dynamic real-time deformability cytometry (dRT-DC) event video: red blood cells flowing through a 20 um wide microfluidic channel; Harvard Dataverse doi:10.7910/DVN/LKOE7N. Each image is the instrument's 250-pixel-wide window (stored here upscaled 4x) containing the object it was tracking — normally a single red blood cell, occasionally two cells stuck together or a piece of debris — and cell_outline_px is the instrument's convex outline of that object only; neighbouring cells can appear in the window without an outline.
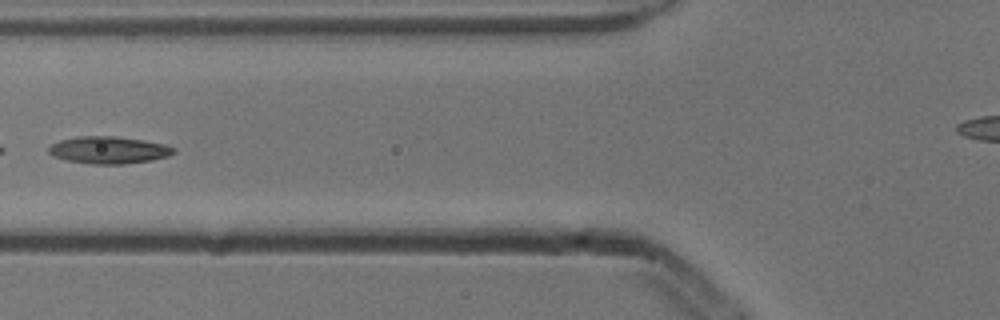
{"species": "common noctule bat (a hibernating species)", "species_latin": "Nyctalus noctula", "temperature_condition": "cold", "stored_images_in_passage": 6, "camera_frame_rate_fps": 3000, "um_per_image_px": 0.085, "animal": {"sex": "male", "body_mass_g": 13.3}, "frame": {"image": 1, "passage_image": 5, "time_ms": 1.333, "image_size_px": [1000, 320], "cell_outline_px": [[176, 152], [168, 156], [152, 160], [124, 164], [92, 164], [64, 160], [52, 156], [48, 152], [48, 148], [52, 144], [60, 140], [76, 136], [116, 136], [144, 140], [164, 144], [176, 148]], "centroid_in_image_um": [9.23, 12.75], "position_along_channel_um": 116.6, "area_um2": 20.0}}
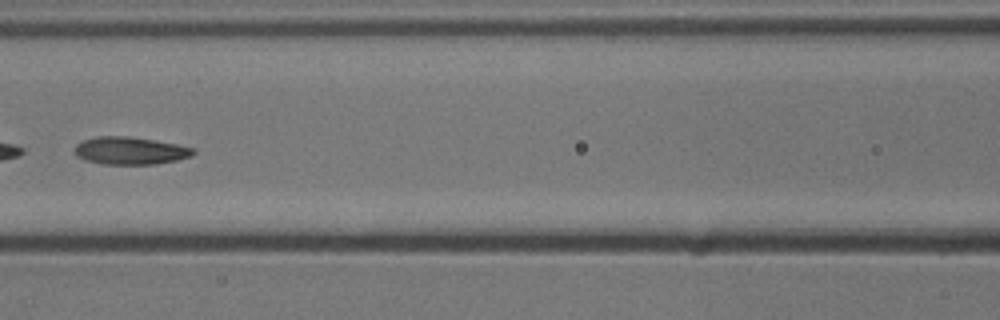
{"frame": {"image": 2, "passage_image": 6, "time_ms": 1.667, "image_size_px": [1000, 320], "cell_outline_px": [[196, 152], [192, 156], [176, 160], [156, 164], [104, 164], [84, 160], [76, 156], [76, 144], [84, 140], [96, 136], [128, 136], [176, 144], [196, 148]], "centroid_in_image_um": [11.08, 12.81], "position_along_channel_um": 155.5, "area_um2": 19.02}}